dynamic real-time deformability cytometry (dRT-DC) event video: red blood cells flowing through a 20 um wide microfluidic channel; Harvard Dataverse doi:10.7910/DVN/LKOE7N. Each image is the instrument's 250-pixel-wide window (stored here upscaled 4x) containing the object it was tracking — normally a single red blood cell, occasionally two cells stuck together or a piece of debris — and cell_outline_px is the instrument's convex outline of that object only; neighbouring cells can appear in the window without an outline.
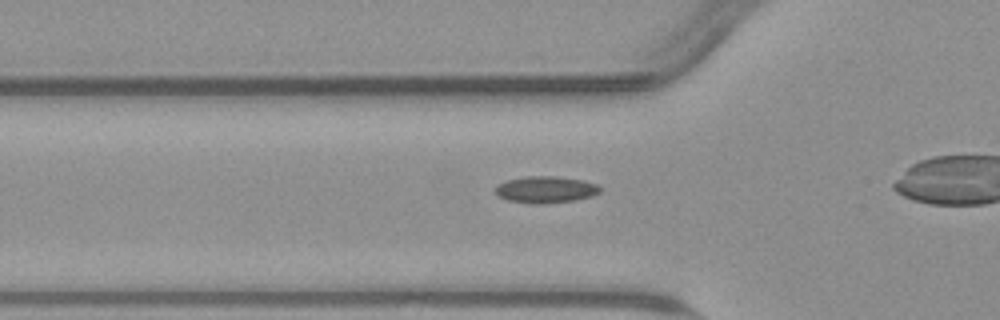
{"species": "common noctule bat (a hibernating species)", "species_latin": "Nyctalus noctula", "temperature_condition": "warm", "stored_images_in_passage": 38, "camera_frame_rate_fps": 3000, "um_per_image_px": 0.085, "animal": {"sex": "male", "body_mass_g": 23.1, "forearm_length_mm": 52.7}, "frame": {"image": 1, "passage_image": 13, "time_ms": 4.0, "image_size_px": [1000, 320], "cell_outline_px": [[600, 192], [592, 196], [576, 200], [544, 204], [532, 204], [508, 200], [500, 196], [496, 192], [496, 188], [504, 180], [524, 176], [556, 176], [580, 180], [600, 184]], "centroid_in_image_um": [46.41, 16.11], "position_along_channel_um": 79.4, "area_um2": 16.36}}
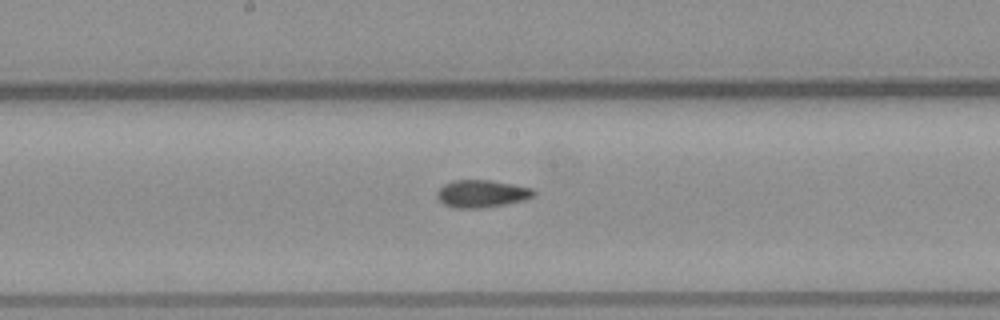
{"frame": {"image": 2, "passage_image": 23, "time_ms": 7.333, "image_size_px": [1000, 320], "cell_outline_px": [[536, 192], [532, 196], [524, 200], [504, 204], [480, 208], [456, 208], [444, 204], [436, 196], [436, 192], [444, 184], [452, 180], [492, 180], [532, 188]], "centroid_in_image_um": [40.92, 16.45], "position_along_channel_um": 207.3, "area_um2": 15.37}}
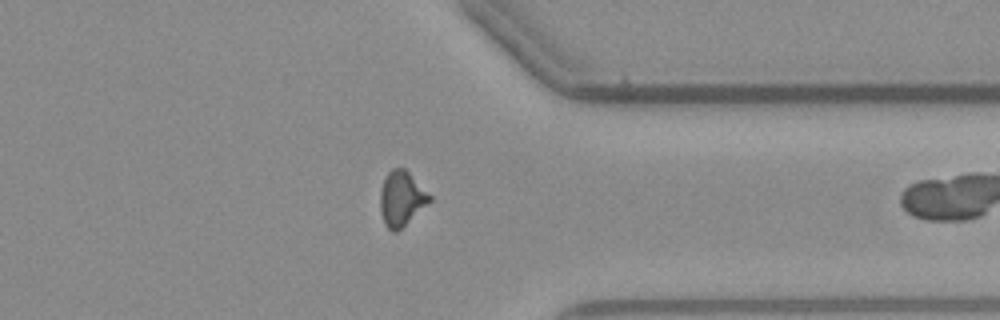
{"frame": {"image": 3, "passage_image": 37, "time_ms": 12.0, "image_size_px": [1000, 320], "cell_outline_px": [[432, 200], [396, 232], [392, 232], [384, 224], [380, 212], [380, 192], [384, 180], [388, 172], [392, 168], [404, 168], [432, 196]], "centroid_in_image_um": [34.11, 16.88], "position_along_channel_um": 377.3, "area_um2": 15.61}}